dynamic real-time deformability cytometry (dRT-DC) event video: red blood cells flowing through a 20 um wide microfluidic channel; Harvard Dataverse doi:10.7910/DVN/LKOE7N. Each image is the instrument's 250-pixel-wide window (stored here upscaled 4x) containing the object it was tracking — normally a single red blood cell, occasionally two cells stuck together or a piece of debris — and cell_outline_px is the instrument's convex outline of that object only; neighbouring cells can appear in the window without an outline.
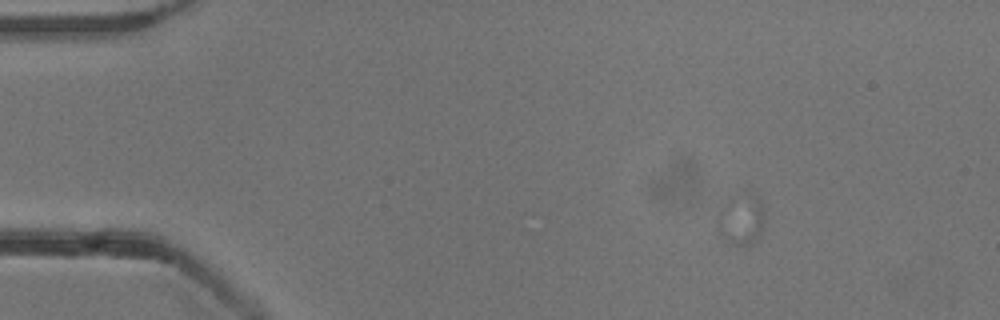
{"species": "common noctule bat (a hibernating species)", "species_latin": "Nyctalus noctula", "temperature_condition": "cold", "stored_images_in_passage": 45, "camera_frame_rate_fps": 3000, "um_per_image_px": 0.085, "animal": {"sex": "male", "body_mass_g": 13.3}, "frame": {"image": 1, "passage_image": 1, "time_ms": 0.0, "image_size_px": [1000, 320], "cell_outline_px": [[764, 220], [760, 232], [756, 240], [752, 244], [736, 244], [716, 232], [716, 224], [720, 212], [728, 200], [732, 196], [744, 188], [756, 192], [764, 208]], "centroid_in_image_um": [63.03, 18.52], "position_along_channel_um": 22.0, "area_um2": 14.33}}
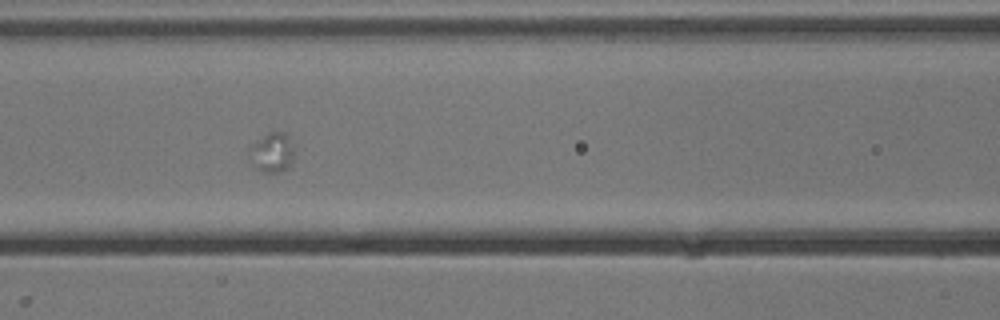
{"frame": {"image": 2, "passage_image": 20, "time_ms": 6.333, "image_size_px": [1000, 320], "cell_outline_px": [[296, 148], [292, 164], [280, 172], [260, 172], [256, 168], [248, 148], [256, 140], [268, 132], [284, 132], [288, 136]], "centroid_in_image_um": [23.18, 12.94], "position_along_channel_um": 143.4, "area_um2": 10.52}}
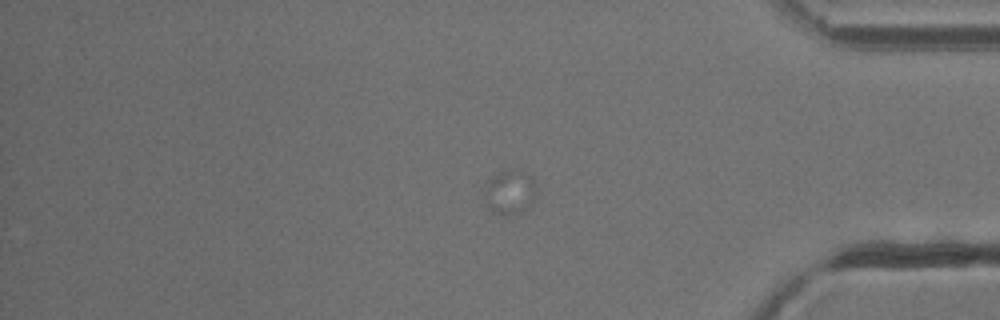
{"frame": {"image": 3, "passage_image": 45, "time_ms": 14.667, "image_size_px": [1000, 320], "cell_outline_px": [[540, 188], [532, 204], [524, 212], [516, 216], [504, 216], [492, 212], [488, 208], [488, 200], [524, 172], [532, 176]], "centroid_in_image_um": [43.77, 16.72], "position_along_channel_um": 391.4, "area_um2": 10.12}}